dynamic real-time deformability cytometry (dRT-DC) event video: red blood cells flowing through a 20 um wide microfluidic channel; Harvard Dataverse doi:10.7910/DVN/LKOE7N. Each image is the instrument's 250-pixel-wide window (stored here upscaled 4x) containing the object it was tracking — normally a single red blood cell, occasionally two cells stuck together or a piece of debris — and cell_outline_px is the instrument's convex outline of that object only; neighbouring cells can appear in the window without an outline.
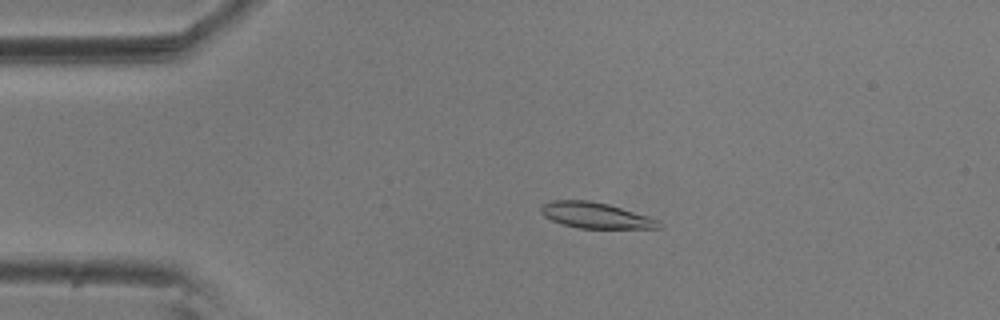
{"species": "common noctule bat (a hibernating species)", "species_latin": "Nyctalus noctula", "temperature_condition": "room temperature", "stored_images_in_passage": 25, "camera_frame_rate_fps": 3000, "um_per_image_px": 0.085, "animal": {"sex": "male", "body_mass_g": 20.5, "forearm_length_mm": 52.5}, "frame": {"image": 1, "passage_image": 12, "time_ms": 3.667, "image_size_px": [1000, 320], "cell_outline_px": [[660, 228], [576, 228], [552, 220], [544, 216], [540, 212], [540, 204], [552, 200], [588, 200], [608, 204], [648, 216], [656, 220], [660, 224]], "centroid_in_image_um": [50.55, 18.29], "position_along_channel_um": 34.4, "area_um2": 17.57}}
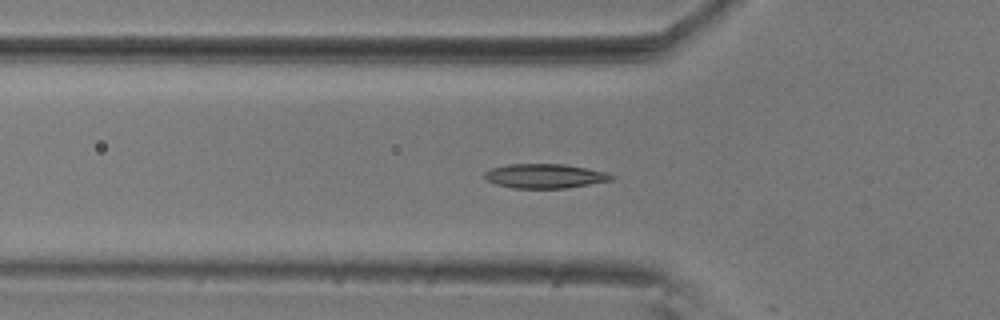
{"frame": {"image": 2, "passage_image": 19, "time_ms": 6.0, "image_size_px": [1000, 320], "cell_outline_px": [[612, 180], [568, 188], [512, 188], [496, 184], [488, 180], [484, 176], [484, 172], [492, 168], [508, 164], [564, 164], [588, 168], [608, 172], [612, 176]], "centroid_in_image_um": [46.32, 14.96], "position_along_channel_um": 79.5, "area_um2": 17.98}}
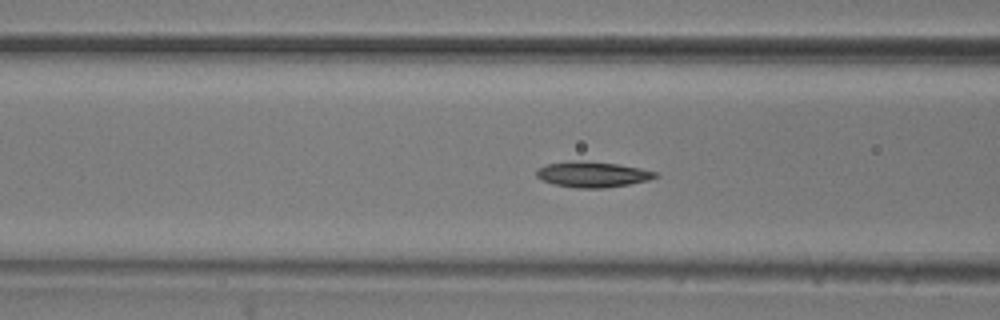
{"frame": {"image": 3, "passage_image": 22, "time_ms": 7.0, "image_size_px": [1000, 320], "cell_outline_px": [[660, 176], [648, 180], [628, 184], [604, 188], [576, 188], [552, 184], [536, 176], [536, 168], [544, 164], [572, 160], [616, 164], [640, 168], [656, 172]], "centroid_in_image_um": [50.32, 14.82], "position_along_channel_um": 116.3, "area_um2": 17.74}}